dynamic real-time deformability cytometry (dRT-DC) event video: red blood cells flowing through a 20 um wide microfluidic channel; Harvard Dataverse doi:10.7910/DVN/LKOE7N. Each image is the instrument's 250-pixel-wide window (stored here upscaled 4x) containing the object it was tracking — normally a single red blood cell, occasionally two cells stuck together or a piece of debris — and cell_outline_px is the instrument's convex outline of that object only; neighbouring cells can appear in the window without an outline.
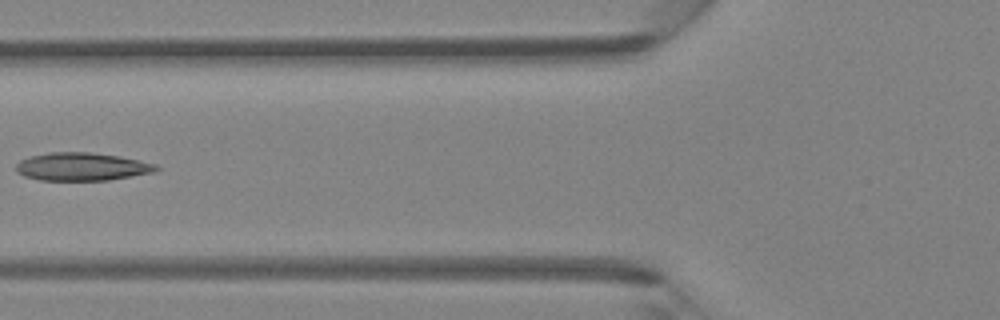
{"species": "Egyptian fruit bat (a non-hibernating species)", "species_latin": "Rousettus aegyptiacus", "temperature_condition": "room temperature", "stored_images_in_passage": 4, "camera_frame_rate_fps": 3000, "um_per_image_px": 0.085, "animal": {"sex": "female"}, "frame": {"image": 1, "passage_image": 4, "time_ms": 3.333, "image_size_px": [1000, 320], "cell_outline_px": [[160, 168], [152, 172], [108, 180], [40, 180], [24, 176], [16, 172], [16, 164], [20, 160], [28, 156], [48, 152], [92, 152], [120, 156], [156, 164]], "centroid_in_image_um": [6.91, 14.15], "position_along_channel_um": 118.9, "area_um2": 22.89}}